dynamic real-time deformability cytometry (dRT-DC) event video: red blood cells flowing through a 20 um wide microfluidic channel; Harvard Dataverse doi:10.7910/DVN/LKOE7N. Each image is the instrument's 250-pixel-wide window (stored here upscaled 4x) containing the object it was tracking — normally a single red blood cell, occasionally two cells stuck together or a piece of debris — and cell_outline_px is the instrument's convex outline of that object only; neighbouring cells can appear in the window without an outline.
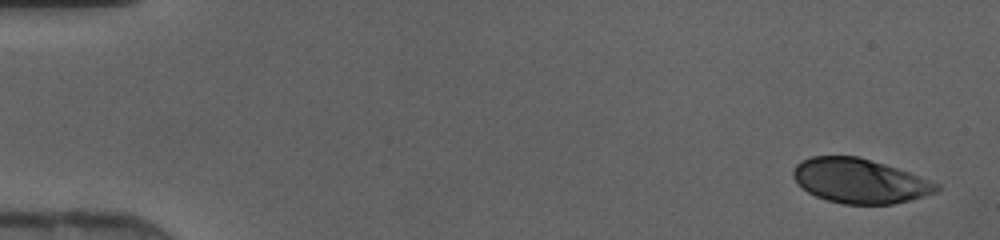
{"species": "human", "species_latin": "Homo sapiens", "temperature_condition": "cold", "stored_images_in_passage": 46, "camera_frame_rate_fps": 3000, "um_per_image_px": 0.085, "donor": {"sex": "female"}, "frame": {"image": 1, "passage_image": 2, "time_ms": 0.333, "image_size_px": [1000, 240], "cell_outline_px": [[940, 188], [936, 192], [908, 200], [892, 204], [844, 204], [828, 200], [816, 196], [808, 192], [792, 176], [792, 172], [796, 164], [800, 160], [812, 156], [860, 156], [908, 172], [940, 184]], "centroid_in_image_um": [73.05, 15.36], "position_along_channel_um": 11.9, "area_um2": 36.88}}
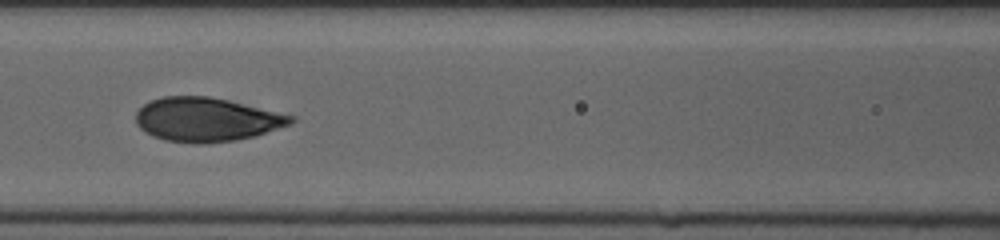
{"frame": {"image": 2, "passage_image": 21, "time_ms": 6.667, "image_size_px": [1000, 240], "cell_outline_px": [[296, 120], [292, 124], [256, 136], [236, 140], [204, 144], [196, 144], [164, 140], [152, 136], [140, 128], [136, 124], [136, 112], [148, 100], [164, 96], [208, 96], [296, 116]], "centroid_in_image_um": [17.55, 10.17], "position_along_channel_um": 149.1, "area_um2": 39.88}}
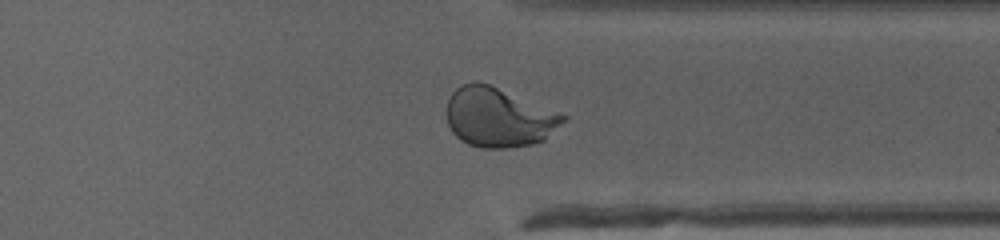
{"frame": {"image": 3, "passage_image": 36, "time_ms": 11.667, "image_size_px": [1000, 240], "cell_outline_px": [[568, 120], [544, 140], [532, 144], [508, 148], [480, 148], [468, 144], [460, 140], [452, 132], [448, 124], [448, 100], [452, 92], [456, 88], [464, 84], [488, 84], [568, 116]], "centroid_in_image_um": [42.41, 10.02], "position_along_channel_um": 369.0, "area_um2": 39.82}}